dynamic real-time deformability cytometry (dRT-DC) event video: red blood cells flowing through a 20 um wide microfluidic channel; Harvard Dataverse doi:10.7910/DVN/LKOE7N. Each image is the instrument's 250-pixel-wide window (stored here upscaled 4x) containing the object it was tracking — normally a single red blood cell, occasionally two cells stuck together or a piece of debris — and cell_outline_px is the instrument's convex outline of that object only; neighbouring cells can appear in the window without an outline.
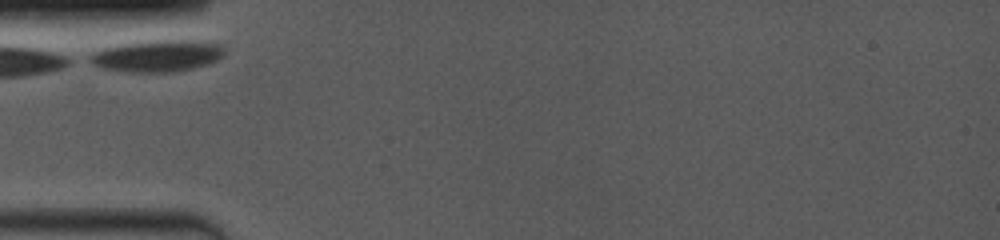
{"species": "common noctule bat (a hibernating species)", "species_latin": "Nyctalus noctula", "temperature_condition": "room temperature", "stored_images_in_passage": 3, "camera_frame_rate_fps": 4000, "um_per_image_px": 0.085, "animal": {"sex": "female", "body_mass_g": 19.0, "forearm_length_mm": 53.3}, "frame": {"image": 1, "passage_image": 1, "time_ms": 0.0, "image_size_px": [1000, 240], "cell_outline_px": [[224, 52], [216, 60], [208, 64], [192, 68], [172, 72], [128, 72], [104, 68], [92, 64], [84, 60], [88, 56], [104, 48], [124, 44], [156, 40], [188, 40], [216, 44], [224, 48]], "centroid_in_image_um": [13.31, 4.76], "position_along_channel_um": 71.7, "area_um2": 24.45}}